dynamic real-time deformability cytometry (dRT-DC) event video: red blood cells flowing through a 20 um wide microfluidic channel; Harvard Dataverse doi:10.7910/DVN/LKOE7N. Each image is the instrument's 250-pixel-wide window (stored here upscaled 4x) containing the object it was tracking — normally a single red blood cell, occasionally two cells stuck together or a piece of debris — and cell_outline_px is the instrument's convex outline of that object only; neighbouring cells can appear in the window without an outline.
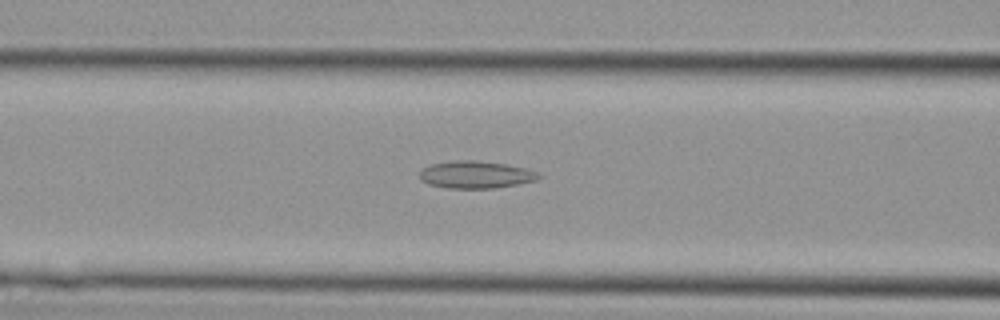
{"species": "Egyptian fruit bat (a non-hibernating species)", "species_latin": "Rousettus aegyptiacus", "temperature_condition": "cold", "stored_images_in_passage": 25, "camera_frame_rate_fps": 3000, "um_per_image_px": 0.085, "animal": {"sex": "female"}, "frame": {"image": 1, "passage_image": 10, "time_ms": 3.0, "image_size_px": [1000, 320], "cell_outline_px": [[540, 176], [536, 180], [496, 188], [444, 188], [428, 184], [420, 180], [420, 172], [424, 168], [432, 164], [456, 160], [472, 160], [504, 164], [524, 168], [536, 172]], "centroid_in_image_um": [40.39, 14.85], "position_along_channel_um": 126.2, "area_um2": 18.67}}
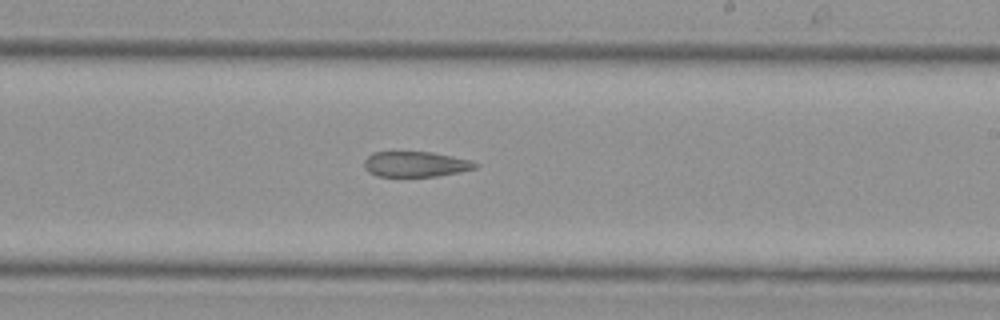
{"frame": {"image": 2, "passage_image": 17, "time_ms": 5.333, "image_size_px": [1000, 320], "cell_outline_px": [[476, 168], [460, 172], [436, 176], [376, 176], [368, 172], [364, 168], [364, 160], [372, 152], [432, 152], [472, 160], [476, 164]], "centroid_in_image_um": [35.3, 13.95], "position_along_channel_um": 253.7, "area_um2": 16.42}}
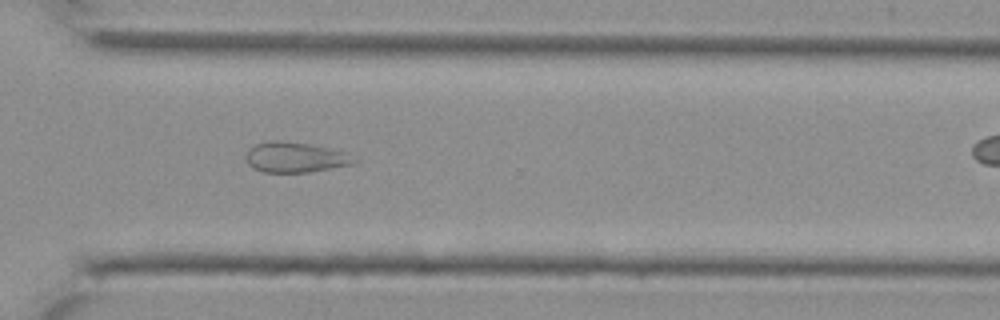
{"frame": {"image": 3, "passage_image": 22, "time_ms": 7.0, "image_size_px": [1000, 320], "cell_outline_px": [[360, 160], [352, 164], [308, 172], [260, 172], [252, 168], [248, 164], [244, 156], [256, 144], [268, 140], [276, 140], [308, 144], [348, 152]], "centroid_in_image_um": [25.1, 13.37], "position_along_channel_um": 345.5, "area_um2": 19.13}}